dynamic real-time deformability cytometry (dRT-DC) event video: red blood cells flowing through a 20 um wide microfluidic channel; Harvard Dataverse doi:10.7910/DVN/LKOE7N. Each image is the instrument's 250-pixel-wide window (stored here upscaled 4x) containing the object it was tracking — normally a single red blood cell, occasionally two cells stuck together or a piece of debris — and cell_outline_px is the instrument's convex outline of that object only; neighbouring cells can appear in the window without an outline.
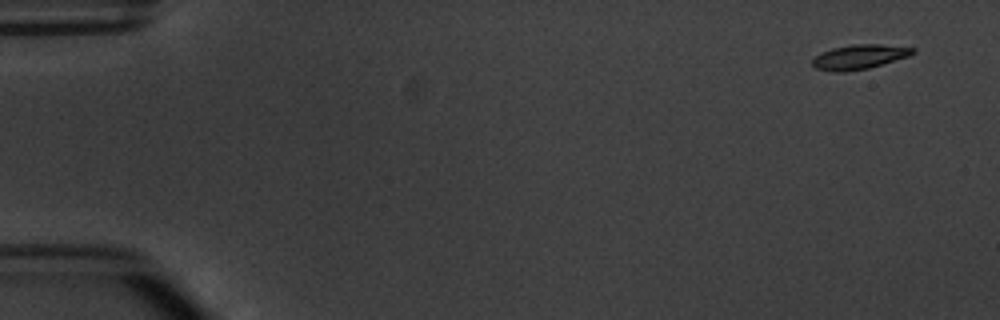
{"species": "common noctule bat (a hibernating species)", "species_latin": "Nyctalus noctula", "temperature_condition": "warm", "stored_images_in_passage": 7, "camera_frame_rate_fps": 3000, "um_per_image_px": 0.085, "animal": {"sex": "male", "body_mass_g": 20.1, "forearm_length_mm": 53.5}, "frame": {"image": 1, "passage_image": 1, "time_ms": 0.0, "image_size_px": [1000, 320], "cell_outline_px": [[916, 52], [908, 56], [868, 68], [844, 72], [832, 72], [816, 68], [812, 64], [812, 60], [816, 56], [832, 48], [852, 44], [876, 44], [916, 48]], "centroid_in_image_um": [73.03, 4.83], "position_along_channel_um": 12.0, "area_um2": 14.16}}
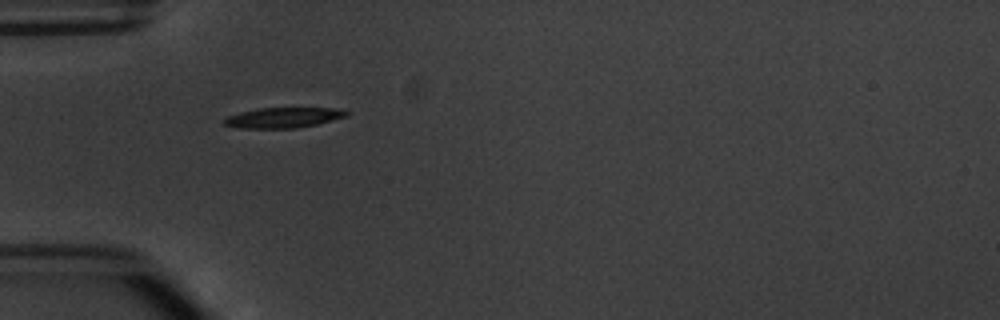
{"frame": {"image": 2, "passage_image": 5, "time_ms": 4.667, "image_size_px": [1000, 320], "cell_outline_px": [[348, 116], [316, 124], [296, 128], [236, 128], [224, 124], [220, 120], [228, 116], [240, 112], [256, 108], [336, 108], [348, 112]], "centroid_in_image_um": [24.02, 10.0], "position_along_channel_um": 61.0, "area_um2": 14.51}}
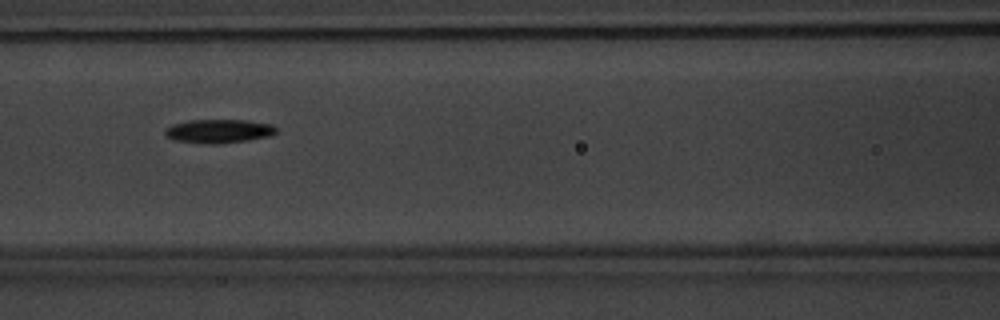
{"frame": {"image": 3, "passage_image": 7, "time_ms": 7.0, "image_size_px": [1000, 320], "cell_outline_px": [[276, 132], [268, 136], [248, 140], [216, 144], [204, 144], [172, 140], [164, 136], [164, 128], [172, 124], [188, 120], [244, 120], [272, 124], [276, 128]], "centroid_in_image_um": [18.51, 11.15], "position_along_channel_um": 148.1, "area_um2": 15.55}}